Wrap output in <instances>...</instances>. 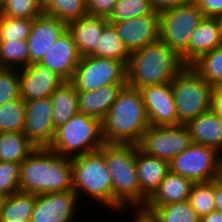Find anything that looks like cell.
Segmentation results:
<instances>
[{
  "label": "cell",
  "mask_w": 222,
  "mask_h": 222,
  "mask_svg": "<svg viewBox=\"0 0 222 222\" xmlns=\"http://www.w3.org/2000/svg\"><path fill=\"white\" fill-rule=\"evenodd\" d=\"M177 109V125L186 124L211 110L213 86L191 66H185L171 82Z\"/></svg>",
  "instance_id": "52a82bcc"
},
{
  "label": "cell",
  "mask_w": 222,
  "mask_h": 222,
  "mask_svg": "<svg viewBox=\"0 0 222 222\" xmlns=\"http://www.w3.org/2000/svg\"><path fill=\"white\" fill-rule=\"evenodd\" d=\"M80 199L72 190L35 195L30 222H72Z\"/></svg>",
  "instance_id": "7c38bea8"
},
{
  "label": "cell",
  "mask_w": 222,
  "mask_h": 222,
  "mask_svg": "<svg viewBox=\"0 0 222 222\" xmlns=\"http://www.w3.org/2000/svg\"><path fill=\"white\" fill-rule=\"evenodd\" d=\"M217 149L192 143L186 150L170 162V171L191 179L193 182H206L222 175V156Z\"/></svg>",
  "instance_id": "9c48e42d"
},
{
  "label": "cell",
  "mask_w": 222,
  "mask_h": 222,
  "mask_svg": "<svg viewBox=\"0 0 222 222\" xmlns=\"http://www.w3.org/2000/svg\"><path fill=\"white\" fill-rule=\"evenodd\" d=\"M81 59L72 35L66 31L48 49L41 64L47 66L63 81H71Z\"/></svg>",
  "instance_id": "ac0fdd59"
},
{
  "label": "cell",
  "mask_w": 222,
  "mask_h": 222,
  "mask_svg": "<svg viewBox=\"0 0 222 222\" xmlns=\"http://www.w3.org/2000/svg\"><path fill=\"white\" fill-rule=\"evenodd\" d=\"M99 150L104 155L112 181V210L125 209L128 204L143 209L148 199L140 192L136 170L137 145L105 143Z\"/></svg>",
  "instance_id": "3957f363"
},
{
  "label": "cell",
  "mask_w": 222,
  "mask_h": 222,
  "mask_svg": "<svg viewBox=\"0 0 222 222\" xmlns=\"http://www.w3.org/2000/svg\"><path fill=\"white\" fill-rule=\"evenodd\" d=\"M203 18L193 0L160 12L159 39L181 56L188 49L192 33Z\"/></svg>",
  "instance_id": "ba28073f"
},
{
  "label": "cell",
  "mask_w": 222,
  "mask_h": 222,
  "mask_svg": "<svg viewBox=\"0 0 222 222\" xmlns=\"http://www.w3.org/2000/svg\"><path fill=\"white\" fill-rule=\"evenodd\" d=\"M130 54L117 34L115 27L109 23L103 29L97 49L92 55L99 58L121 61L127 67Z\"/></svg>",
  "instance_id": "83f0119b"
},
{
  "label": "cell",
  "mask_w": 222,
  "mask_h": 222,
  "mask_svg": "<svg viewBox=\"0 0 222 222\" xmlns=\"http://www.w3.org/2000/svg\"><path fill=\"white\" fill-rule=\"evenodd\" d=\"M34 205L35 194L15 192L6 197L0 215V222H30Z\"/></svg>",
  "instance_id": "4316f807"
},
{
  "label": "cell",
  "mask_w": 222,
  "mask_h": 222,
  "mask_svg": "<svg viewBox=\"0 0 222 222\" xmlns=\"http://www.w3.org/2000/svg\"><path fill=\"white\" fill-rule=\"evenodd\" d=\"M188 201L199 217L215 211L214 180L194 182Z\"/></svg>",
  "instance_id": "836d02e7"
},
{
  "label": "cell",
  "mask_w": 222,
  "mask_h": 222,
  "mask_svg": "<svg viewBox=\"0 0 222 222\" xmlns=\"http://www.w3.org/2000/svg\"><path fill=\"white\" fill-rule=\"evenodd\" d=\"M23 133L36 147H49L55 129L50 97L25 102Z\"/></svg>",
  "instance_id": "4fadbf2b"
},
{
  "label": "cell",
  "mask_w": 222,
  "mask_h": 222,
  "mask_svg": "<svg viewBox=\"0 0 222 222\" xmlns=\"http://www.w3.org/2000/svg\"><path fill=\"white\" fill-rule=\"evenodd\" d=\"M192 143L222 150V119L212 110L200 114L185 124Z\"/></svg>",
  "instance_id": "603a6c76"
},
{
  "label": "cell",
  "mask_w": 222,
  "mask_h": 222,
  "mask_svg": "<svg viewBox=\"0 0 222 222\" xmlns=\"http://www.w3.org/2000/svg\"><path fill=\"white\" fill-rule=\"evenodd\" d=\"M34 19L11 18L0 15V41L27 40Z\"/></svg>",
  "instance_id": "8d00e7d4"
},
{
  "label": "cell",
  "mask_w": 222,
  "mask_h": 222,
  "mask_svg": "<svg viewBox=\"0 0 222 222\" xmlns=\"http://www.w3.org/2000/svg\"><path fill=\"white\" fill-rule=\"evenodd\" d=\"M221 45L222 40L218 20L204 17L193 31L188 49L180 57L186 66H191L203 54Z\"/></svg>",
  "instance_id": "d6986e66"
},
{
  "label": "cell",
  "mask_w": 222,
  "mask_h": 222,
  "mask_svg": "<svg viewBox=\"0 0 222 222\" xmlns=\"http://www.w3.org/2000/svg\"><path fill=\"white\" fill-rule=\"evenodd\" d=\"M25 101L19 97L0 105V132H23Z\"/></svg>",
  "instance_id": "d6a6232c"
},
{
  "label": "cell",
  "mask_w": 222,
  "mask_h": 222,
  "mask_svg": "<svg viewBox=\"0 0 222 222\" xmlns=\"http://www.w3.org/2000/svg\"><path fill=\"white\" fill-rule=\"evenodd\" d=\"M155 222H200V217L189 201L176 202L161 207H143Z\"/></svg>",
  "instance_id": "f1b7e54d"
},
{
  "label": "cell",
  "mask_w": 222,
  "mask_h": 222,
  "mask_svg": "<svg viewBox=\"0 0 222 222\" xmlns=\"http://www.w3.org/2000/svg\"><path fill=\"white\" fill-rule=\"evenodd\" d=\"M7 196H5L4 194L0 193V215H1V211H2V207H3V203L5 201Z\"/></svg>",
  "instance_id": "7dc6e473"
},
{
  "label": "cell",
  "mask_w": 222,
  "mask_h": 222,
  "mask_svg": "<svg viewBox=\"0 0 222 222\" xmlns=\"http://www.w3.org/2000/svg\"><path fill=\"white\" fill-rule=\"evenodd\" d=\"M214 197L216 204V211L222 213V176L214 179Z\"/></svg>",
  "instance_id": "ee69618b"
},
{
  "label": "cell",
  "mask_w": 222,
  "mask_h": 222,
  "mask_svg": "<svg viewBox=\"0 0 222 222\" xmlns=\"http://www.w3.org/2000/svg\"><path fill=\"white\" fill-rule=\"evenodd\" d=\"M43 12L68 24L87 14L86 0H41Z\"/></svg>",
  "instance_id": "f546056e"
},
{
  "label": "cell",
  "mask_w": 222,
  "mask_h": 222,
  "mask_svg": "<svg viewBox=\"0 0 222 222\" xmlns=\"http://www.w3.org/2000/svg\"><path fill=\"white\" fill-rule=\"evenodd\" d=\"M35 148L23 132H0V161L21 164Z\"/></svg>",
  "instance_id": "484cf974"
},
{
  "label": "cell",
  "mask_w": 222,
  "mask_h": 222,
  "mask_svg": "<svg viewBox=\"0 0 222 222\" xmlns=\"http://www.w3.org/2000/svg\"><path fill=\"white\" fill-rule=\"evenodd\" d=\"M200 222H222V213L216 210L212 211L200 217Z\"/></svg>",
  "instance_id": "f6af8a7d"
},
{
  "label": "cell",
  "mask_w": 222,
  "mask_h": 222,
  "mask_svg": "<svg viewBox=\"0 0 222 222\" xmlns=\"http://www.w3.org/2000/svg\"><path fill=\"white\" fill-rule=\"evenodd\" d=\"M70 82L77 91H93L111 84H127V67L118 60L84 56Z\"/></svg>",
  "instance_id": "30bf717a"
},
{
  "label": "cell",
  "mask_w": 222,
  "mask_h": 222,
  "mask_svg": "<svg viewBox=\"0 0 222 222\" xmlns=\"http://www.w3.org/2000/svg\"><path fill=\"white\" fill-rule=\"evenodd\" d=\"M139 90L150 125H177V109L171 83L149 85Z\"/></svg>",
  "instance_id": "9a60e30c"
},
{
  "label": "cell",
  "mask_w": 222,
  "mask_h": 222,
  "mask_svg": "<svg viewBox=\"0 0 222 222\" xmlns=\"http://www.w3.org/2000/svg\"><path fill=\"white\" fill-rule=\"evenodd\" d=\"M18 71L20 97L25 101L42 99L50 95L64 82L47 66L34 63Z\"/></svg>",
  "instance_id": "2e32d148"
},
{
  "label": "cell",
  "mask_w": 222,
  "mask_h": 222,
  "mask_svg": "<svg viewBox=\"0 0 222 222\" xmlns=\"http://www.w3.org/2000/svg\"><path fill=\"white\" fill-rule=\"evenodd\" d=\"M192 144L185 124L152 126L143 133L138 149L152 157L171 161Z\"/></svg>",
  "instance_id": "8fae6325"
},
{
  "label": "cell",
  "mask_w": 222,
  "mask_h": 222,
  "mask_svg": "<svg viewBox=\"0 0 222 222\" xmlns=\"http://www.w3.org/2000/svg\"><path fill=\"white\" fill-rule=\"evenodd\" d=\"M136 170L140 192L149 199L170 171L169 161L136 152Z\"/></svg>",
  "instance_id": "44dd1931"
},
{
  "label": "cell",
  "mask_w": 222,
  "mask_h": 222,
  "mask_svg": "<svg viewBox=\"0 0 222 222\" xmlns=\"http://www.w3.org/2000/svg\"><path fill=\"white\" fill-rule=\"evenodd\" d=\"M154 11L163 12L170 8L178 7L192 0H149Z\"/></svg>",
  "instance_id": "b9f144b4"
},
{
  "label": "cell",
  "mask_w": 222,
  "mask_h": 222,
  "mask_svg": "<svg viewBox=\"0 0 222 222\" xmlns=\"http://www.w3.org/2000/svg\"><path fill=\"white\" fill-rule=\"evenodd\" d=\"M4 3H5V0H0V11L2 10Z\"/></svg>",
  "instance_id": "681fc988"
},
{
  "label": "cell",
  "mask_w": 222,
  "mask_h": 222,
  "mask_svg": "<svg viewBox=\"0 0 222 222\" xmlns=\"http://www.w3.org/2000/svg\"><path fill=\"white\" fill-rule=\"evenodd\" d=\"M219 22V25H220V35H221V40H222V15L218 16L216 18Z\"/></svg>",
  "instance_id": "c3c4849f"
},
{
  "label": "cell",
  "mask_w": 222,
  "mask_h": 222,
  "mask_svg": "<svg viewBox=\"0 0 222 222\" xmlns=\"http://www.w3.org/2000/svg\"><path fill=\"white\" fill-rule=\"evenodd\" d=\"M52 120L56 130L79 113L78 93L70 81H64L51 95Z\"/></svg>",
  "instance_id": "d4e9b609"
},
{
  "label": "cell",
  "mask_w": 222,
  "mask_h": 222,
  "mask_svg": "<svg viewBox=\"0 0 222 222\" xmlns=\"http://www.w3.org/2000/svg\"><path fill=\"white\" fill-rule=\"evenodd\" d=\"M133 222H155V220L150 216V214L143 209L137 210V215L135 214V220Z\"/></svg>",
  "instance_id": "bcb514c9"
},
{
  "label": "cell",
  "mask_w": 222,
  "mask_h": 222,
  "mask_svg": "<svg viewBox=\"0 0 222 222\" xmlns=\"http://www.w3.org/2000/svg\"><path fill=\"white\" fill-rule=\"evenodd\" d=\"M211 110L222 119V85L213 88Z\"/></svg>",
  "instance_id": "7bdbcfd3"
},
{
  "label": "cell",
  "mask_w": 222,
  "mask_h": 222,
  "mask_svg": "<svg viewBox=\"0 0 222 222\" xmlns=\"http://www.w3.org/2000/svg\"><path fill=\"white\" fill-rule=\"evenodd\" d=\"M41 0H5L0 15L11 18L35 19L42 15Z\"/></svg>",
  "instance_id": "d590c367"
},
{
  "label": "cell",
  "mask_w": 222,
  "mask_h": 222,
  "mask_svg": "<svg viewBox=\"0 0 222 222\" xmlns=\"http://www.w3.org/2000/svg\"><path fill=\"white\" fill-rule=\"evenodd\" d=\"M73 190L112 208V181L100 150L71 158Z\"/></svg>",
  "instance_id": "8992f818"
},
{
  "label": "cell",
  "mask_w": 222,
  "mask_h": 222,
  "mask_svg": "<svg viewBox=\"0 0 222 222\" xmlns=\"http://www.w3.org/2000/svg\"><path fill=\"white\" fill-rule=\"evenodd\" d=\"M185 66L181 57L159 39L131 52L127 64V84L140 89L171 83Z\"/></svg>",
  "instance_id": "277c9868"
},
{
  "label": "cell",
  "mask_w": 222,
  "mask_h": 222,
  "mask_svg": "<svg viewBox=\"0 0 222 222\" xmlns=\"http://www.w3.org/2000/svg\"><path fill=\"white\" fill-rule=\"evenodd\" d=\"M149 0H118L108 22H121L153 13Z\"/></svg>",
  "instance_id": "e575fe53"
},
{
  "label": "cell",
  "mask_w": 222,
  "mask_h": 222,
  "mask_svg": "<svg viewBox=\"0 0 222 222\" xmlns=\"http://www.w3.org/2000/svg\"><path fill=\"white\" fill-rule=\"evenodd\" d=\"M193 181L171 171L160 182L158 189L147 200L144 207H161L188 200Z\"/></svg>",
  "instance_id": "cb8c5ba5"
},
{
  "label": "cell",
  "mask_w": 222,
  "mask_h": 222,
  "mask_svg": "<svg viewBox=\"0 0 222 222\" xmlns=\"http://www.w3.org/2000/svg\"><path fill=\"white\" fill-rule=\"evenodd\" d=\"M108 24L107 18L90 14L67 24V31L72 35L81 57L90 56L96 51L103 29Z\"/></svg>",
  "instance_id": "ffe728a7"
},
{
  "label": "cell",
  "mask_w": 222,
  "mask_h": 222,
  "mask_svg": "<svg viewBox=\"0 0 222 222\" xmlns=\"http://www.w3.org/2000/svg\"><path fill=\"white\" fill-rule=\"evenodd\" d=\"M20 164L0 161V193L10 196L20 191Z\"/></svg>",
  "instance_id": "f35d334b"
},
{
  "label": "cell",
  "mask_w": 222,
  "mask_h": 222,
  "mask_svg": "<svg viewBox=\"0 0 222 222\" xmlns=\"http://www.w3.org/2000/svg\"><path fill=\"white\" fill-rule=\"evenodd\" d=\"M125 85L111 84L93 91H77L79 113L90 115L102 121Z\"/></svg>",
  "instance_id": "7402d4cb"
},
{
  "label": "cell",
  "mask_w": 222,
  "mask_h": 222,
  "mask_svg": "<svg viewBox=\"0 0 222 222\" xmlns=\"http://www.w3.org/2000/svg\"><path fill=\"white\" fill-rule=\"evenodd\" d=\"M29 66L27 40L0 41V68Z\"/></svg>",
  "instance_id": "1f68e13d"
},
{
  "label": "cell",
  "mask_w": 222,
  "mask_h": 222,
  "mask_svg": "<svg viewBox=\"0 0 222 222\" xmlns=\"http://www.w3.org/2000/svg\"><path fill=\"white\" fill-rule=\"evenodd\" d=\"M204 17L217 18L222 15V0H193Z\"/></svg>",
  "instance_id": "60d3db41"
},
{
  "label": "cell",
  "mask_w": 222,
  "mask_h": 222,
  "mask_svg": "<svg viewBox=\"0 0 222 222\" xmlns=\"http://www.w3.org/2000/svg\"><path fill=\"white\" fill-rule=\"evenodd\" d=\"M67 31V24L42 14L32 23L31 33L27 38L29 50V65L40 63L50 46Z\"/></svg>",
  "instance_id": "e0dca14e"
},
{
  "label": "cell",
  "mask_w": 222,
  "mask_h": 222,
  "mask_svg": "<svg viewBox=\"0 0 222 222\" xmlns=\"http://www.w3.org/2000/svg\"><path fill=\"white\" fill-rule=\"evenodd\" d=\"M104 144L102 121L77 113L55 130L48 148L61 156L73 158L99 150Z\"/></svg>",
  "instance_id": "5b68a950"
},
{
  "label": "cell",
  "mask_w": 222,
  "mask_h": 222,
  "mask_svg": "<svg viewBox=\"0 0 222 222\" xmlns=\"http://www.w3.org/2000/svg\"><path fill=\"white\" fill-rule=\"evenodd\" d=\"M191 67L213 87L222 85V45L203 54Z\"/></svg>",
  "instance_id": "4dcf8cb0"
},
{
  "label": "cell",
  "mask_w": 222,
  "mask_h": 222,
  "mask_svg": "<svg viewBox=\"0 0 222 222\" xmlns=\"http://www.w3.org/2000/svg\"><path fill=\"white\" fill-rule=\"evenodd\" d=\"M118 0H86L87 14L109 18Z\"/></svg>",
  "instance_id": "ab89813d"
},
{
  "label": "cell",
  "mask_w": 222,
  "mask_h": 222,
  "mask_svg": "<svg viewBox=\"0 0 222 222\" xmlns=\"http://www.w3.org/2000/svg\"><path fill=\"white\" fill-rule=\"evenodd\" d=\"M149 126L140 90L126 84L102 120V136L107 144L137 145Z\"/></svg>",
  "instance_id": "7a4b0ae2"
},
{
  "label": "cell",
  "mask_w": 222,
  "mask_h": 222,
  "mask_svg": "<svg viewBox=\"0 0 222 222\" xmlns=\"http://www.w3.org/2000/svg\"><path fill=\"white\" fill-rule=\"evenodd\" d=\"M19 187L21 192L35 195L72 190L71 158L48 147H36L20 164Z\"/></svg>",
  "instance_id": "6da1fadb"
},
{
  "label": "cell",
  "mask_w": 222,
  "mask_h": 222,
  "mask_svg": "<svg viewBox=\"0 0 222 222\" xmlns=\"http://www.w3.org/2000/svg\"><path fill=\"white\" fill-rule=\"evenodd\" d=\"M109 23L115 27L130 53L159 40L160 13L157 11L130 20Z\"/></svg>",
  "instance_id": "5bb4252c"
},
{
  "label": "cell",
  "mask_w": 222,
  "mask_h": 222,
  "mask_svg": "<svg viewBox=\"0 0 222 222\" xmlns=\"http://www.w3.org/2000/svg\"><path fill=\"white\" fill-rule=\"evenodd\" d=\"M19 68H0V105L20 97Z\"/></svg>",
  "instance_id": "74e56055"
}]
</instances>
